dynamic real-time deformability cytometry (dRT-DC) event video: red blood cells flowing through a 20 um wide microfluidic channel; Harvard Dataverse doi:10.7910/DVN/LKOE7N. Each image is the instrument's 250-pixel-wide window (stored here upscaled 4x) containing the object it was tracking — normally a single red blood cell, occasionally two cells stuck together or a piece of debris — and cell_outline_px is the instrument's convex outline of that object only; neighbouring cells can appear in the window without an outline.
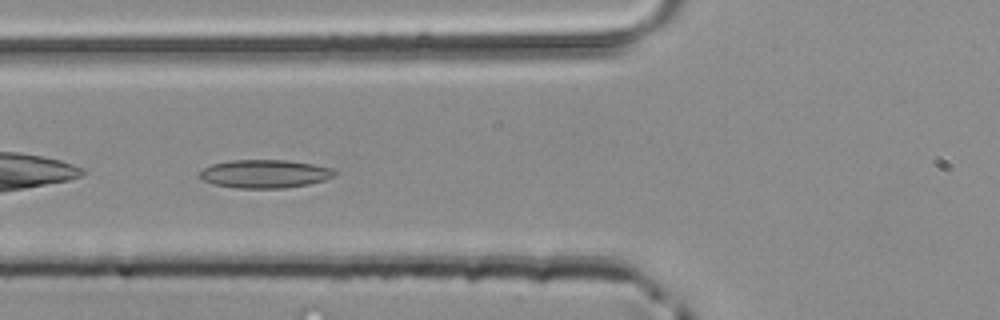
{"species": "common noctule bat (a hibernating species)", "species_latin": "Nyctalus noctula", "temperature_condition": "room temperature", "stored_images_in_passage": 35, "camera_frame_rate_fps": 3000, "um_per_image_px": 0.085, "animal": {"sex": "male", "body_mass_g": 20.4}, "frame": {"image": 1, "passage_image": 5, "time_ms": 1.333, "image_size_px": [1000, 320], "cell_outline_px": [[340, 172], [324, 180], [308, 184], [284, 188], [236, 188], [216, 184], [204, 180], [200, 176], [200, 172], [204, 168], [212, 164], [232, 160], [284, 160], [312, 164], [332, 168]], "centroid_in_image_um": [22.54, 14.77], "position_along_channel_um": 103.3, "area_um2": 22.02}}
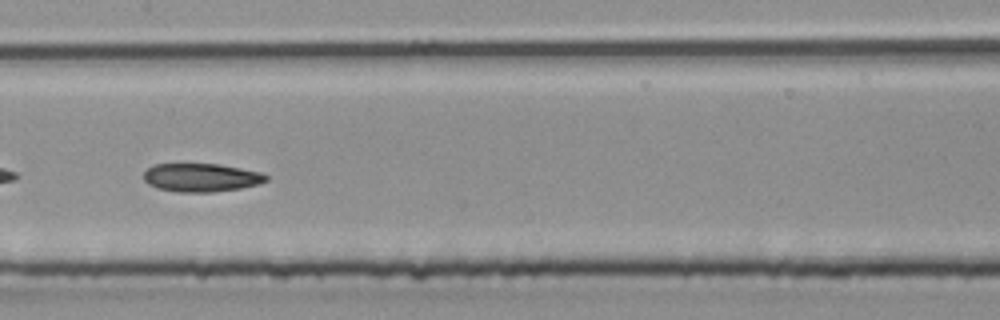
{"frame": {"image": 2, "passage_image": 11, "time_ms": 3.333, "image_size_px": [1000, 320], "cell_outline_px": [[268, 180], [260, 184], [240, 188], [212, 192], [176, 192], [156, 188], [148, 184], [144, 180], [144, 172], [152, 164], [220, 164], [260, 172], [268, 176]], "centroid_in_image_um": [17.09, 15.09], "position_along_channel_um": 190.3, "area_um2": 20.35}}
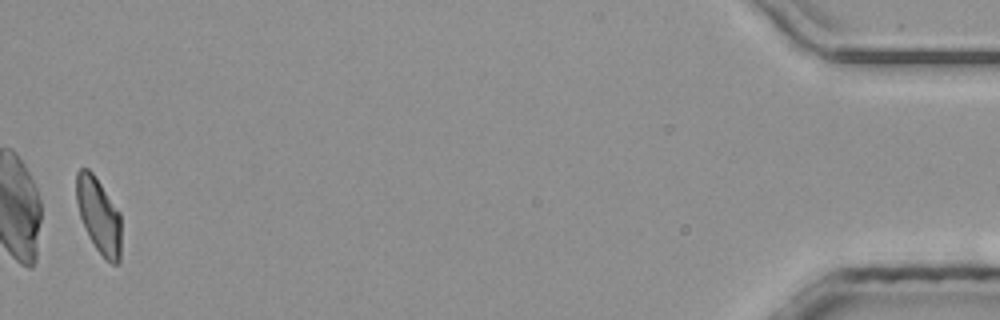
{"frame": {"image": 3, "passage_image": 34, "time_ms": 11.0, "image_size_px": [1000, 320], "cell_outline_px": [[120, 264], [112, 264], [96, 248], [88, 236], [84, 228], [80, 216], [76, 200], [76, 172], [80, 168], [88, 168], [92, 172], [120, 212]], "centroid_in_image_um": [8.38, 18.3], "position_along_channel_um": 426.8, "area_um2": 19.59}}